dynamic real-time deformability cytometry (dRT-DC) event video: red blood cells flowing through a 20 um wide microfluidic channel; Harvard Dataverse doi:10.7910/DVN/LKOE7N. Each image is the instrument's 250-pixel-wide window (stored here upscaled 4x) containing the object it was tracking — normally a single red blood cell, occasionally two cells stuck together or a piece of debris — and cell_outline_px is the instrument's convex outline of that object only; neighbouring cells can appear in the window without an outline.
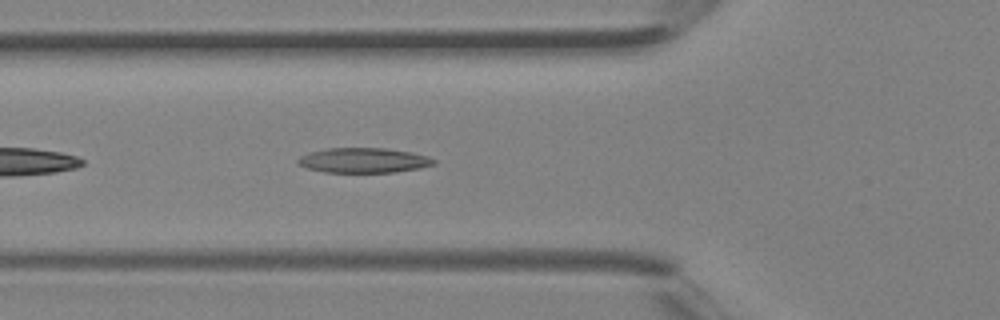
{"species": "Egyptian fruit bat (a non-hibernating species)", "species_latin": "Rousettus aegyptiacus", "temperature_condition": "room temperature", "stored_images_in_passage": 25, "camera_frame_rate_fps": 3000, "um_per_image_px": 0.085, "animal": {"sex": "female"}, "frame": {"image": 1, "passage_image": 3, "time_ms": 0.667, "image_size_px": [1000, 320], "cell_outline_px": [[436, 164], [420, 168], [392, 172], [324, 172], [308, 168], [296, 164], [296, 160], [300, 156], [308, 152], [328, 148], [384, 148], [412, 152], [428, 156], [436, 160]], "centroid_in_image_um": [30.89, 13.62], "position_along_channel_um": 94.9, "area_um2": 19.83}}
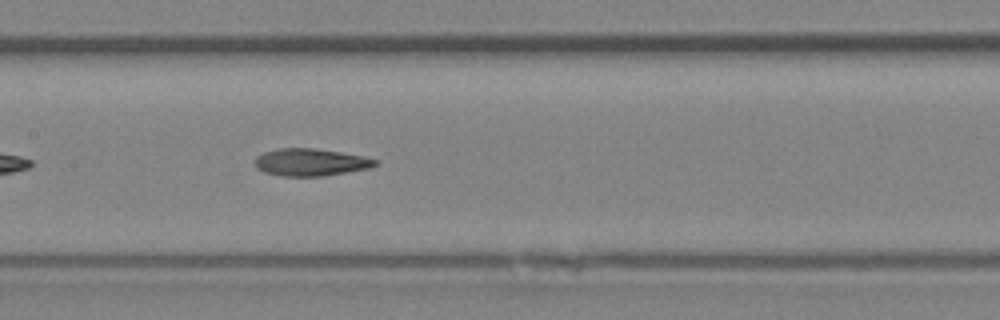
{"frame": {"image": 2, "passage_image": 8, "time_ms": 2.333, "image_size_px": [1000, 320], "cell_outline_px": [[380, 160], [372, 168], [324, 176], [284, 176], [264, 172], [256, 168], [256, 156], [264, 152], [280, 148], [312, 148], [340, 152], [364, 156]], "centroid_in_image_um": [26.44, 13.79], "position_along_channel_um": 181.0, "area_um2": 19.19}}
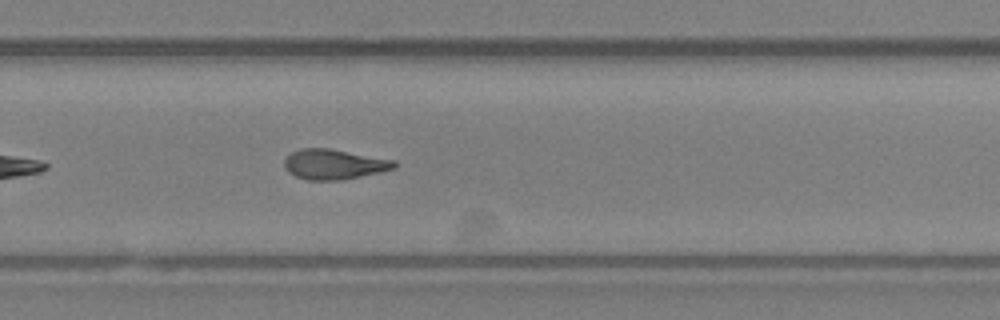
{"frame": {"image": 3, "passage_image": 15, "time_ms": 4.667, "image_size_px": [1000, 320], "cell_outline_px": [[400, 164], [396, 168], [380, 172], [340, 180], [308, 180], [296, 176], [288, 172], [284, 168], [284, 160], [292, 152], [300, 148], [328, 148], [396, 160]], "centroid_in_image_um": [28.42, 13.96], "position_along_channel_um": 301.4, "area_um2": 19.36}}